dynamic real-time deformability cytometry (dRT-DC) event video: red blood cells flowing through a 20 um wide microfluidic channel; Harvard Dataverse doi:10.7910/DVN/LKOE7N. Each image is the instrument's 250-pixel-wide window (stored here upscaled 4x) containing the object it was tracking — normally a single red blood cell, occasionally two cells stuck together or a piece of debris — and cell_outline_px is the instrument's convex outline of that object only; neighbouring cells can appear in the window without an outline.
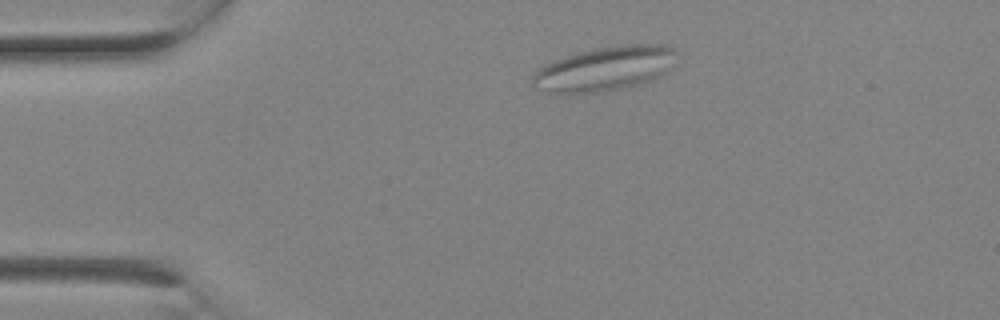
{"species": "Egyptian fruit bat (a non-hibernating species)", "species_latin": "Rousettus aegyptiacus", "temperature_condition": "room temperature", "stored_images_in_passage": 1, "camera_frame_rate_fps": 3000, "um_per_image_px": 0.085, "animal": {"sex": "female"}, "frame": {"image": 1, "passage_image": 1, "time_ms": 0.0, "image_size_px": [1000, 320], "cell_outline_px": [[676, 52], [668, 72], [656, 80], [644, 84], [624, 88], [580, 96], [556, 96], [532, 88], [532, 76], [544, 64], [580, 52], [596, 48], [624, 44], [668, 44], [676, 48]], "centroid_in_image_um": [51.38, 5.91], "position_along_channel_um": 33.6, "area_um2": 38.67}}